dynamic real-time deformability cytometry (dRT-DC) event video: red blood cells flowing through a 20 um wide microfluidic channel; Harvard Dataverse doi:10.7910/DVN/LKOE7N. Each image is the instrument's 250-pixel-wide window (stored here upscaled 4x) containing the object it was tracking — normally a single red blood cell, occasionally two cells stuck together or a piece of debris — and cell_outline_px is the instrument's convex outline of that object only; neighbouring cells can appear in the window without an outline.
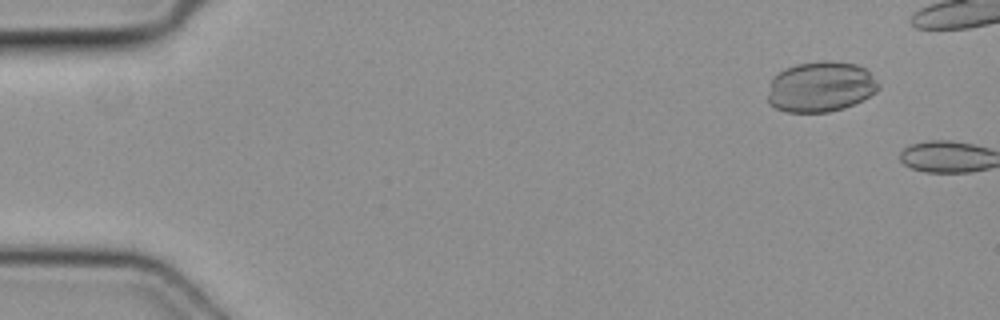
{"species": "common noctule bat (a hibernating species)", "species_latin": "Nyctalus noctula", "temperature_condition": "cold", "stored_images_in_passage": 3, "camera_frame_rate_fps": 3000, "um_per_image_px": 0.085, "animal": {"sex": "female", "body_mass_g": 19.3, "forearm_length_mm": 54.1}, "frame": {"image": 1, "passage_image": 2, "time_ms": 0.333, "image_size_px": [1000, 320], "cell_outline_px": [[880, 88], [876, 92], [864, 100], [844, 108], [828, 112], [788, 112], [776, 108], [768, 104], [768, 96], [772, 80], [784, 68], [796, 64], [820, 60], [832, 60], [856, 64], [864, 68], [880, 84]], "centroid_in_image_um": [69.78, 7.37], "position_along_channel_um": 15.2, "area_um2": 32.71}}